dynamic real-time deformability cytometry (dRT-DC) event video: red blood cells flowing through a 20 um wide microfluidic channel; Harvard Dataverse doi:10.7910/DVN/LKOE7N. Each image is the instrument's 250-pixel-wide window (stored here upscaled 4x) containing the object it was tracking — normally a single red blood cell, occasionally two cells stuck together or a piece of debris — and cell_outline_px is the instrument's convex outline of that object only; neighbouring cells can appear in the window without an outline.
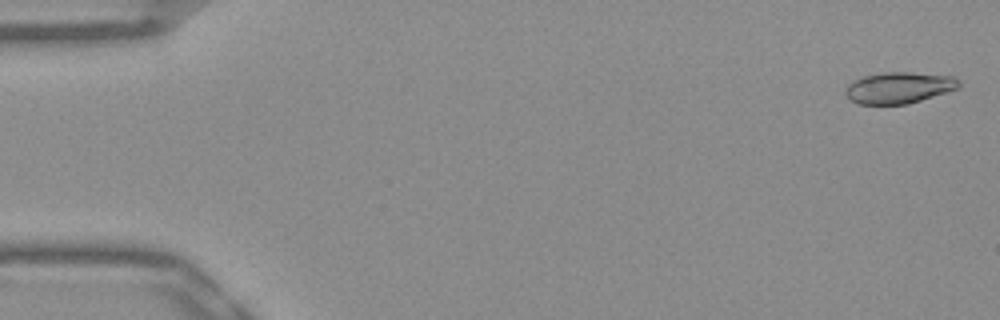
{"species": "Egyptian fruit bat (a non-hibernating species)", "species_latin": "Rousettus aegyptiacus", "temperature_condition": "warm", "stored_images_in_passage": 11, "camera_frame_rate_fps": 3000, "um_per_image_px": 0.085, "frame": {"image": 1, "passage_image": 2, "time_ms": 0.333, "image_size_px": [1000, 320], "cell_outline_px": [[960, 88], [908, 104], [860, 104], [848, 100], [844, 92], [844, 88], [848, 84], [864, 76], [884, 72], [912, 72], [952, 76], [960, 80]], "centroid_in_image_um": [76.4, 7.46], "position_along_channel_um": 8.6, "area_um2": 20.87}}